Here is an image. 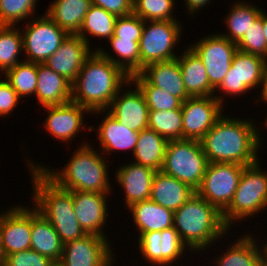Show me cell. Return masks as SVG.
<instances>
[{"instance_id":"6da1fadb","label":"cell","mask_w":267,"mask_h":266,"mask_svg":"<svg viewBox=\"0 0 267 266\" xmlns=\"http://www.w3.org/2000/svg\"><path fill=\"white\" fill-rule=\"evenodd\" d=\"M92 142L82 141L75 148L67 164L58 168H52L46 164L36 163L31 158L26 164L28 168H40V170L57 186L68 191H86L100 194H113L111 179H109V165L107 157L94 149ZM109 162V163H107ZM109 168V169H108ZM109 170V171H108Z\"/></svg>"},{"instance_id":"f5cc1de1","label":"cell","mask_w":267,"mask_h":266,"mask_svg":"<svg viewBox=\"0 0 267 266\" xmlns=\"http://www.w3.org/2000/svg\"><path fill=\"white\" fill-rule=\"evenodd\" d=\"M3 257H2V255H1V252H0V266H3Z\"/></svg>"},{"instance_id":"b9f144b4","label":"cell","mask_w":267,"mask_h":266,"mask_svg":"<svg viewBox=\"0 0 267 266\" xmlns=\"http://www.w3.org/2000/svg\"><path fill=\"white\" fill-rule=\"evenodd\" d=\"M144 23L145 21L134 13L117 17L113 36L117 38L132 39V41H140Z\"/></svg>"},{"instance_id":"484cf974","label":"cell","mask_w":267,"mask_h":266,"mask_svg":"<svg viewBox=\"0 0 267 266\" xmlns=\"http://www.w3.org/2000/svg\"><path fill=\"white\" fill-rule=\"evenodd\" d=\"M195 193L194 189L182 181L157 171L152 182L150 200L175 212Z\"/></svg>"},{"instance_id":"681fc988","label":"cell","mask_w":267,"mask_h":266,"mask_svg":"<svg viewBox=\"0 0 267 266\" xmlns=\"http://www.w3.org/2000/svg\"><path fill=\"white\" fill-rule=\"evenodd\" d=\"M264 244L260 245L261 259L267 263V240H264Z\"/></svg>"},{"instance_id":"7c38bea8","label":"cell","mask_w":267,"mask_h":266,"mask_svg":"<svg viewBox=\"0 0 267 266\" xmlns=\"http://www.w3.org/2000/svg\"><path fill=\"white\" fill-rule=\"evenodd\" d=\"M136 241V249L151 266H179L177 260L181 263V258L184 260L187 251L188 255L190 252L174 227L142 233Z\"/></svg>"},{"instance_id":"8992f818","label":"cell","mask_w":267,"mask_h":266,"mask_svg":"<svg viewBox=\"0 0 267 266\" xmlns=\"http://www.w3.org/2000/svg\"><path fill=\"white\" fill-rule=\"evenodd\" d=\"M267 209V171L260 160L243 169L229 206L222 212L224 224L231 230L236 222L247 221ZM262 210V211H261ZM244 220V221H243ZM240 221V222H239ZM232 226V227H231Z\"/></svg>"},{"instance_id":"ffe728a7","label":"cell","mask_w":267,"mask_h":266,"mask_svg":"<svg viewBox=\"0 0 267 266\" xmlns=\"http://www.w3.org/2000/svg\"><path fill=\"white\" fill-rule=\"evenodd\" d=\"M95 114V115H93ZM91 118L104 116L101 122L98 123L99 126L96 128L91 125V132L94 130L97 131V142L99 141V151L104 154L106 157L109 154L131 151L133 153L135 146L137 144L140 132L131 130L128 126H123L120 124L111 114L106 110L104 111H95L91 113ZM97 115V116H96ZM117 151V152H116Z\"/></svg>"},{"instance_id":"e575fe53","label":"cell","mask_w":267,"mask_h":266,"mask_svg":"<svg viewBox=\"0 0 267 266\" xmlns=\"http://www.w3.org/2000/svg\"><path fill=\"white\" fill-rule=\"evenodd\" d=\"M21 54V55H20ZM23 55V39L18 26L0 25V73L1 76L17 63ZM20 56V57H19Z\"/></svg>"},{"instance_id":"e0dca14e","label":"cell","mask_w":267,"mask_h":266,"mask_svg":"<svg viewBox=\"0 0 267 266\" xmlns=\"http://www.w3.org/2000/svg\"><path fill=\"white\" fill-rule=\"evenodd\" d=\"M223 106L214 96L190 97L182 102V139L198 140L224 114Z\"/></svg>"},{"instance_id":"9c48e42d","label":"cell","mask_w":267,"mask_h":266,"mask_svg":"<svg viewBox=\"0 0 267 266\" xmlns=\"http://www.w3.org/2000/svg\"><path fill=\"white\" fill-rule=\"evenodd\" d=\"M266 70V59L237 50L229 71L222 82L214 89V97L224 106L228 103L225 96L232 98L239 95L243 97L249 91V93L256 89L259 91Z\"/></svg>"},{"instance_id":"9a60e30c","label":"cell","mask_w":267,"mask_h":266,"mask_svg":"<svg viewBox=\"0 0 267 266\" xmlns=\"http://www.w3.org/2000/svg\"><path fill=\"white\" fill-rule=\"evenodd\" d=\"M31 207V208H30ZM11 205L0 217V252L3 259L31 249L32 203Z\"/></svg>"},{"instance_id":"816d5d0a","label":"cell","mask_w":267,"mask_h":266,"mask_svg":"<svg viewBox=\"0 0 267 266\" xmlns=\"http://www.w3.org/2000/svg\"><path fill=\"white\" fill-rule=\"evenodd\" d=\"M258 266H267V263L261 259Z\"/></svg>"},{"instance_id":"30bf717a","label":"cell","mask_w":267,"mask_h":266,"mask_svg":"<svg viewBox=\"0 0 267 266\" xmlns=\"http://www.w3.org/2000/svg\"><path fill=\"white\" fill-rule=\"evenodd\" d=\"M25 23L19 28H23V57L28 62L44 63L69 35L45 13Z\"/></svg>"},{"instance_id":"44dd1931","label":"cell","mask_w":267,"mask_h":266,"mask_svg":"<svg viewBox=\"0 0 267 266\" xmlns=\"http://www.w3.org/2000/svg\"><path fill=\"white\" fill-rule=\"evenodd\" d=\"M94 50L80 36L70 34L44 64L72 84Z\"/></svg>"},{"instance_id":"3957f363","label":"cell","mask_w":267,"mask_h":266,"mask_svg":"<svg viewBox=\"0 0 267 266\" xmlns=\"http://www.w3.org/2000/svg\"><path fill=\"white\" fill-rule=\"evenodd\" d=\"M129 80L123 69L94 50L72 83L71 100L91 113L107 110Z\"/></svg>"},{"instance_id":"7402d4cb","label":"cell","mask_w":267,"mask_h":266,"mask_svg":"<svg viewBox=\"0 0 267 266\" xmlns=\"http://www.w3.org/2000/svg\"><path fill=\"white\" fill-rule=\"evenodd\" d=\"M119 168L114 173V180L119 184L121 190H123L125 202V209L132 204L144 200H149L152 189V182L154 175L157 171L154 169L137 164L130 160L129 163L123 164V166H117Z\"/></svg>"},{"instance_id":"f546056e","label":"cell","mask_w":267,"mask_h":266,"mask_svg":"<svg viewBox=\"0 0 267 266\" xmlns=\"http://www.w3.org/2000/svg\"><path fill=\"white\" fill-rule=\"evenodd\" d=\"M54 1V2H53ZM44 12L69 35H76L89 11L91 0H53Z\"/></svg>"},{"instance_id":"7bdbcfd3","label":"cell","mask_w":267,"mask_h":266,"mask_svg":"<svg viewBox=\"0 0 267 266\" xmlns=\"http://www.w3.org/2000/svg\"><path fill=\"white\" fill-rule=\"evenodd\" d=\"M54 262L48 257L29 249L7 255L3 266H52Z\"/></svg>"},{"instance_id":"4dcf8cb0","label":"cell","mask_w":267,"mask_h":266,"mask_svg":"<svg viewBox=\"0 0 267 266\" xmlns=\"http://www.w3.org/2000/svg\"><path fill=\"white\" fill-rule=\"evenodd\" d=\"M168 140L154 130L146 128L140 135L133 151V162L161 171Z\"/></svg>"},{"instance_id":"60d3db41","label":"cell","mask_w":267,"mask_h":266,"mask_svg":"<svg viewBox=\"0 0 267 266\" xmlns=\"http://www.w3.org/2000/svg\"><path fill=\"white\" fill-rule=\"evenodd\" d=\"M236 45L241 52L253 54L267 60V40L263 33L262 12Z\"/></svg>"},{"instance_id":"7dc6e473","label":"cell","mask_w":267,"mask_h":266,"mask_svg":"<svg viewBox=\"0 0 267 266\" xmlns=\"http://www.w3.org/2000/svg\"><path fill=\"white\" fill-rule=\"evenodd\" d=\"M260 88H261L260 94L258 96L257 95L254 96L256 98V101L254 103H258L259 105V102L260 103L262 102L264 105V103L267 104V70L260 83L259 89Z\"/></svg>"},{"instance_id":"5bb4252c","label":"cell","mask_w":267,"mask_h":266,"mask_svg":"<svg viewBox=\"0 0 267 266\" xmlns=\"http://www.w3.org/2000/svg\"><path fill=\"white\" fill-rule=\"evenodd\" d=\"M108 237L86 234L63 245L61 266H112L115 249Z\"/></svg>"},{"instance_id":"ac0fdd59","label":"cell","mask_w":267,"mask_h":266,"mask_svg":"<svg viewBox=\"0 0 267 266\" xmlns=\"http://www.w3.org/2000/svg\"><path fill=\"white\" fill-rule=\"evenodd\" d=\"M124 89L117 93L106 111L123 126L140 132L148 128L150 110L142 91L133 81L129 80Z\"/></svg>"},{"instance_id":"2e32d148","label":"cell","mask_w":267,"mask_h":266,"mask_svg":"<svg viewBox=\"0 0 267 266\" xmlns=\"http://www.w3.org/2000/svg\"><path fill=\"white\" fill-rule=\"evenodd\" d=\"M43 108L47 111V117H44L45 121L43 119L45 132L59 142H68L71 145L81 131L84 129L91 131V126H87V121L84 122V118L91 115V112L72 100L64 104L44 106Z\"/></svg>"},{"instance_id":"8d00e7d4","label":"cell","mask_w":267,"mask_h":266,"mask_svg":"<svg viewBox=\"0 0 267 266\" xmlns=\"http://www.w3.org/2000/svg\"><path fill=\"white\" fill-rule=\"evenodd\" d=\"M182 126L181 109L149 111L148 128L168 141L182 139Z\"/></svg>"},{"instance_id":"bcb514c9","label":"cell","mask_w":267,"mask_h":266,"mask_svg":"<svg viewBox=\"0 0 267 266\" xmlns=\"http://www.w3.org/2000/svg\"><path fill=\"white\" fill-rule=\"evenodd\" d=\"M212 1L213 0H184L185 4L183 5V7L185 6L184 8H186V12L190 17H194L197 16L200 11H202L201 9H203L204 6L208 7L209 4H212Z\"/></svg>"},{"instance_id":"d4e9b609","label":"cell","mask_w":267,"mask_h":266,"mask_svg":"<svg viewBox=\"0 0 267 266\" xmlns=\"http://www.w3.org/2000/svg\"><path fill=\"white\" fill-rule=\"evenodd\" d=\"M35 99L40 106H54L71 101L72 84L44 63H38Z\"/></svg>"},{"instance_id":"f6af8a7d","label":"cell","mask_w":267,"mask_h":266,"mask_svg":"<svg viewBox=\"0 0 267 266\" xmlns=\"http://www.w3.org/2000/svg\"><path fill=\"white\" fill-rule=\"evenodd\" d=\"M91 4L102 7L117 17L133 13V0H91Z\"/></svg>"},{"instance_id":"74e56055","label":"cell","mask_w":267,"mask_h":266,"mask_svg":"<svg viewBox=\"0 0 267 266\" xmlns=\"http://www.w3.org/2000/svg\"><path fill=\"white\" fill-rule=\"evenodd\" d=\"M131 81L142 91L150 111L181 109L179 98L151 85L140 73L132 75Z\"/></svg>"},{"instance_id":"5b68a950","label":"cell","mask_w":267,"mask_h":266,"mask_svg":"<svg viewBox=\"0 0 267 266\" xmlns=\"http://www.w3.org/2000/svg\"><path fill=\"white\" fill-rule=\"evenodd\" d=\"M32 181V205L54 227L62 244L86 235L73 208V191L57 186L40 168H28Z\"/></svg>"},{"instance_id":"c3c4849f","label":"cell","mask_w":267,"mask_h":266,"mask_svg":"<svg viewBox=\"0 0 267 266\" xmlns=\"http://www.w3.org/2000/svg\"><path fill=\"white\" fill-rule=\"evenodd\" d=\"M263 119H264V122L262 124H264V126L262 125L261 129H260L259 125L256 126V141H257V144H258L259 148L262 146L261 144H262V142L264 140V138L261 135V133H263V132H261V130H262L263 127H264V129L267 130V117H264Z\"/></svg>"},{"instance_id":"f35d334b","label":"cell","mask_w":267,"mask_h":266,"mask_svg":"<svg viewBox=\"0 0 267 266\" xmlns=\"http://www.w3.org/2000/svg\"><path fill=\"white\" fill-rule=\"evenodd\" d=\"M175 0H133V13L144 21H179Z\"/></svg>"},{"instance_id":"11a10c76","label":"cell","mask_w":267,"mask_h":266,"mask_svg":"<svg viewBox=\"0 0 267 266\" xmlns=\"http://www.w3.org/2000/svg\"><path fill=\"white\" fill-rule=\"evenodd\" d=\"M3 211H4V208H3V210L0 211V217H1L2 213H3Z\"/></svg>"},{"instance_id":"ee69618b","label":"cell","mask_w":267,"mask_h":266,"mask_svg":"<svg viewBox=\"0 0 267 266\" xmlns=\"http://www.w3.org/2000/svg\"><path fill=\"white\" fill-rule=\"evenodd\" d=\"M4 79V80H3ZM21 98L12 86L3 78L0 80V117L12 115V111L20 104Z\"/></svg>"},{"instance_id":"603a6c76","label":"cell","mask_w":267,"mask_h":266,"mask_svg":"<svg viewBox=\"0 0 267 266\" xmlns=\"http://www.w3.org/2000/svg\"><path fill=\"white\" fill-rule=\"evenodd\" d=\"M139 73L151 85L179 98L182 102L190 98L184 87L177 58L148 64Z\"/></svg>"},{"instance_id":"d6a6232c","label":"cell","mask_w":267,"mask_h":266,"mask_svg":"<svg viewBox=\"0 0 267 266\" xmlns=\"http://www.w3.org/2000/svg\"><path fill=\"white\" fill-rule=\"evenodd\" d=\"M107 42H109V49L111 47L114 55L110 51L107 52L102 46L96 47L95 50L123 69L130 77L140 72L139 41L112 36Z\"/></svg>"},{"instance_id":"d590c367","label":"cell","mask_w":267,"mask_h":266,"mask_svg":"<svg viewBox=\"0 0 267 266\" xmlns=\"http://www.w3.org/2000/svg\"><path fill=\"white\" fill-rule=\"evenodd\" d=\"M38 63L22 61L7 70L2 76L17 92L20 98L35 96Z\"/></svg>"},{"instance_id":"ba28073f","label":"cell","mask_w":267,"mask_h":266,"mask_svg":"<svg viewBox=\"0 0 267 266\" xmlns=\"http://www.w3.org/2000/svg\"><path fill=\"white\" fill-rule=\"evenodd\" d=\"M183 27L181 21H145L139 41L140 71L148 64L178 57L175 51L186 32Z\"/></svg>"},{"instance_id":"f1b7e54d","label":"cell","mask_w":267,"mask_h":266,"mask_svg":"<svg viewBox=\"0 0 267 266\" xmlns=\"http://www.w3.org/2000/svg\"><path fill=\"white\" fill-rule=\"evenodd\" d=\"M31 249L51 259L60 261L63 244L52 224L32 206Z\"/></svg>"},{"instance_id":"f907efd6","label":"cell","mask_w":267,"mask_h":266,"mask_svg":"<svg viewBox=\"0 0 267 266\" xmlns=\"http://www.w3.org/2000/svg\"><path fill=\"white\" fill-rule=\"evenodd\" d=\"M262 25H263V33L267 40V11H262Z\"/></svg>"},{"instance_id":"cb8c5ba5","label":"cell","mask_w":267,"mask_h":266,"mask_svg":"<svg viewBox=\"0 0 267 266\" xmlns=\"http://www.w3.org/2000/svg\"><path fill=\"white\" fill-rule=\"evenodd\" d=\"M182 53V54H181ZM177 57L185 90L190 97L214 96L207 71L198 55L187 45Z\"/></svg>"},{"instance_id":"db71d44e","label":"cell","mask_w":267,"mask_h":266,"mask_svg":"<svg viewBox=\"0 0 267 266\" xmlns=\"http://www.w3.org/2000/svg\"><path fill=\"white\" fill-rule=\"evenodd\" d=\"M52 266H61L58 262L54 263Z\"/></svg>"},{"instance_id":"1f68e13d","label":"cell","mask_w":267,"mask_h":266,"mask_svg":"<svg viewBox=\"0 0 267 266\" xmlns=\"http://www.w3.org/2000/svg\"><path fill=\"white\" fill-rule=\"evenodd\" d=\"M247 1L235 0L230 5L229 13L226 16L224 15L225 18H223L227 30L224 33L218 31L235 44L242 39L252 23L263 11L258 5L252 4V2L248 3Z\"/></svg>"},{"instance_id":"d6986e66","label":"cell","mask_w":267,"mask_h":266,"mask_svg":"<svg viewBox=\"0 0 267 266\" xmlns=\"http://www.w3.org/2000/svg\"><path fill=\"white\" fill-rule=\"evenodd\" d=\"M108 195L112 197L111 194L73 191L74 213L86 234L108 237L107 232L104 233V227L108 225Z\"/></svg>"},{"instance_id":"8fae6325","label":"cell","mask_w":267,"mask_h":266,"mask_svg":"<svg viewBox=\"0 0 267 266\" xmlns=\"http://www.w3.org/2000/svg\"><path fill=\"white\" fill-rule=\"evenodd\" d=\"M245 167L236 163L209 162L196 192L222 213L231 203Z\"/></svg>"},{"instance_id":"277c9868","label":"cell","mask_w":267,"mask_h":266,"mask_svg":"<svg viewBox=\"0 0 267 266\" xmlns=\"http://www.w3.org/2000/svg\"><path fill=\"white\" fill-rule=\"evenodd\" d=\"M173 227L192 252L190 255L210 250L228 233L231 235L222 213L197 192L174 212Z\"/></svg>"},{"instance_id":"4316f807","label":"cell","mask_w":267,"mask_h":266,"mask_svg":"<svg viewBox=\"0 0 267 266\" xmlns=\"http://www.w3.org/2000/svg\"><path fill=\"white\" fill-rule=\"evenodd\" d=\"M132 215L133 225L139 233L162 231L173 227L174 212L152 200L136 202L127 208Z\"/></svg>"},{"instance_id":"52a82bcc","label":"cell","mask_w":267,"mask_h":266,"mask_svg":"<svg viewBox=\"0 0 267 266\" xmlns=\"http://www.w3.org/2000/svg\"><path fill=\"white\" fill-rule=\"evenodd\" d=\"M208 163L200 141L170 140L161 171L197 191L202 184Z\"/></svg>"},{"instance_id":"4fadbf2b","label":"cell","mask_w":267,"mask_h":266,"mask_svg":"<svg viewBox=\"0 0 267 266\" xmlns=\"http://www.w3.org/2000/svg\"><path fill=\"white\" fill-rule=\"evenodd\" d=\"M216 34H205L188 45L204 64L210 84L216 88L224 79L232 64L237 45L228 38Z\"/></svg>"},{"instance_id":"836d02e7","label":"cell","mask_w":267,"mask_h":266,"mask_svg":"<svg viewBox=\"0 0 267 266\" xmlns=\"http://www.w3.org/2000/svg\"><path fill=\"white\" fill-rule=\"evenodd\" d=\"M116 19L117 16L102 7L91 5L76 35L80 36L90 46L89 37H95L97 41L102 38L104 41H108L113 36Z\"/></svg>"},{"instance_id":"ab89813d","label":"cell","mask_w":267,"mask_h":266,"mask_svg":"<svg viewBox=\"0 0 267 266\" xmlns=\"http://www.w3.org/2000/svg\"><path fill=\"white\" fill-rule=\"evenodd\" d=\"M38 0H0V25L18 26L37 16ZM36 10V11H35Z\"/></svg>"},{"instance_id":"7a4b0ae2","label":"cell","mask_w":267,"mask_h":266,"mask_svg":"<svg viewBox=\"0 0 267 266\" xmlns=\"http://www.w3.org/2000/svg\"><path fill=\"white\" fill-rule=\"evenodd\" d=\"M254 120L230 117L224 112L200 140L208 162L250 166L261 160L256 141L258 124Z\"/></svg>"},{"instance_id":"83f0119b","label":"cell","mask_w":267,"mask_h":266,"mask_svg":"<svg viewBox=\"0 0 267 266\" xmlns=\"http://www.w3.org/2000/svg\"><path fill=\"white\" fill-rule=\"evenodd\" d=\"M251 232L233 239L225 251L211 260L214 266H258L261 260L259 242ZM214 260V261H213Z\"/></svg>"}]
</instances>
